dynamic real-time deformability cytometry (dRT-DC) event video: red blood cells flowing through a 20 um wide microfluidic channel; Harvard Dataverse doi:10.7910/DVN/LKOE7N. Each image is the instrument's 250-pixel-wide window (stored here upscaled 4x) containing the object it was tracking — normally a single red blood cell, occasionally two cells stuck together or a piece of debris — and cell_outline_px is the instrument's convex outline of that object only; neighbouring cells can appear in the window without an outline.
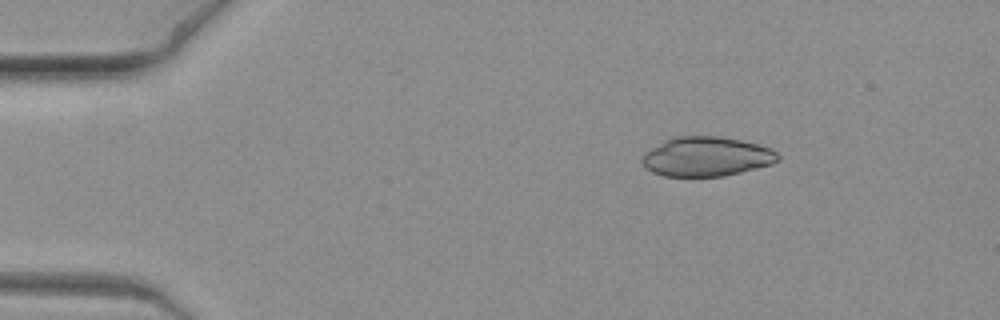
{"species": "common noctule bat (a hibernating species)", "species_latin": "Nyctalus noctula", "temperature_condition": "warm", "stored_images_in_passage": 7, "camera_frame_rate_fps": 3000, "um_per_image_px": 0.085, "animal": {"sex": "female", "body_mass_g": 19.3, "forearm_length_mm": 54.1}, "frame": {"image": 1, "passage_image": 1, "time_ms": 0.0, "image_size_px": [1000, 320], "cell_outline_px": [[780, 160], [772, 164], [724, 176], [664, 176], [652, 172], [644, 168], [640, 160], [644, 152], [672, 136], [720, 136], [760, 144], [772, 148], [780, 156]], "centroid_in_image_um": [60.04, 13.3], "position_along_channel_um": 25.0, "area_um2": 31.56}}